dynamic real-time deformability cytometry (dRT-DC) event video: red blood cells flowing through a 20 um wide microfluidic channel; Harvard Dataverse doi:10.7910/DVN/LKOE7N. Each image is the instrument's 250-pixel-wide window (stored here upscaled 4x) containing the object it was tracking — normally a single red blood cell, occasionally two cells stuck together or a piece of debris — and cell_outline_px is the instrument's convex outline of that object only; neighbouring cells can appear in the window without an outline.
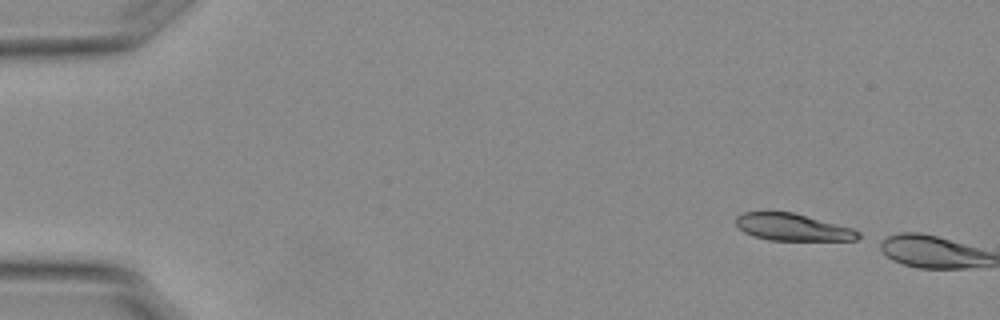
{"species": "Egyptian fruit bat (a non-hibernating species)", "species_latin": "Rousettus aegyptiacus", "temperature_condition": "warm", "stored_images_in_passage": 2, "camera_frame_rate_fps": 3000, "um_per_image_px": 0.085, "animal": {"sex": "female"}, "frame": {"image": 1, "passage_image": 1, "time_ms": 0.0, "image_size_px": [1000, 320], "cell_outline_px": [[860, 236], [856, 240], [768, 240], [752, 236], [744, 232], [736, 224], [736, 216], [740, 212], [792, 212], [852, 228], [860, 232]], "centroid_in_image_um": [67.34, 19.31], "position_along_channel_um": 17.7, "area_um2": 19.19}}